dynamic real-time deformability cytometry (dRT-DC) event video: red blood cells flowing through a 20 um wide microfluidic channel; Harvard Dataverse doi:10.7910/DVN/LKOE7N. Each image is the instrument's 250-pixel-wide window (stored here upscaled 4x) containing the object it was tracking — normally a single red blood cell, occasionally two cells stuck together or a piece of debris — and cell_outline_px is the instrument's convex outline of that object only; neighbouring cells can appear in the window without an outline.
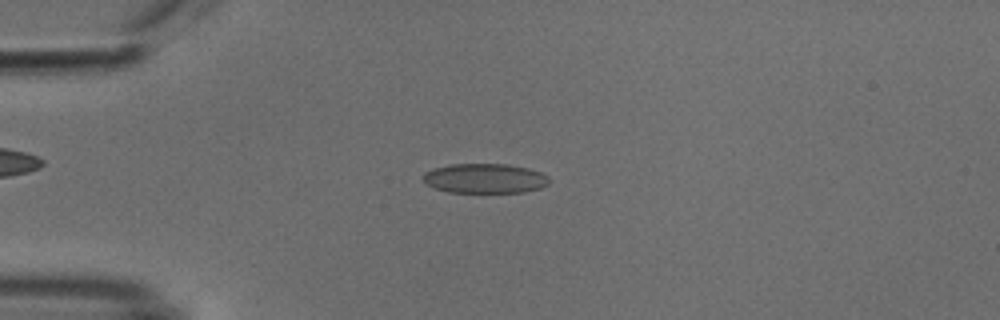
{"species": "common noctule bat (a hibernating species)", "species_latin": "Nyctalus noctula", "temperature_condition": "cold", "stored_images_in_passage": 52, "camera_frame_rate_fps": 3000, "um_per_image_px": 0.085, "animal": {"sex": "male", "body_mass_g": 18.8}, "frame": {"image": 1, "passage_image": 13, "time_ms": 4.0, "image_size_px": [1000, 320], "cell_outline_px": [[548, 184], [540, 188], [524, 192], [448, 192], [436, 188], [428, 184], [420, 176], [424, 172], [432, 168], [452, 164], [504, 164], [528, 168], [540, 172], [548, 176]], "centroid_in_image_um": [41.19, 15.16], "position_along_channel_um": 43.8, "area_um2": 21.73}}
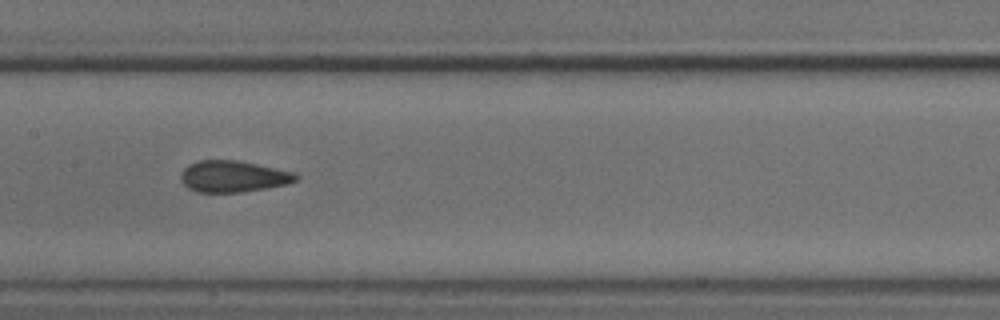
{"frame": {"image": 2, "passage_image": 26, "time_ms": 8.333, "image_size_px": [1000, 320], "cell_outline_px": [[300, 176], [296, 180], [288, 184], [240, 192], [196, 192], [188, 188], [180, 180], [180, 172], [188, 164], [196, 160], [236, 160], [256, 164], [292, 172]], "centroid_in_image_um": [19.76, 14.99], "position_along_channel_um": 187.6, "area_um2": 21.04}}
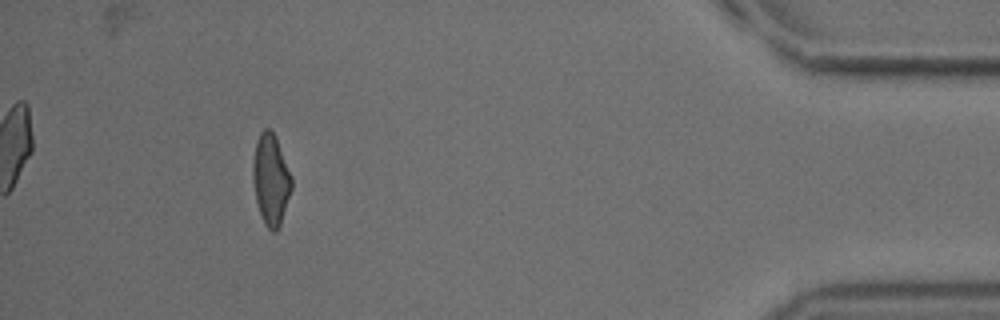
{"frame": {"image": 3, "passage_image": 48, "time_ms": 15.667, "image_size_px": [1000, 320], "cell_outline_px": [[292, 188], [280, 224], [276, 232], [272, 232], [264, 224], [256, 200], [252, 180], [252, 164], [256, 140], [260, 132], [264, 128], [268, 128], [276, 136], [292, 176]], "centroid_in_image_um": [23.01, 15.23], "position_along_channel_um": 412.2, "area_um2": 20.63}, "authors_computed_cell_mechanics": {"area_um2": 21.4727, "velocity_mm_per_s": 3.8266, "shape_relaxation_time_tau1_ms": null, "shape_relaxation_time_tau2_ms": 1.3847, "deformation_change_tau1": null, "deformation_change_tau2": 0.0626}}